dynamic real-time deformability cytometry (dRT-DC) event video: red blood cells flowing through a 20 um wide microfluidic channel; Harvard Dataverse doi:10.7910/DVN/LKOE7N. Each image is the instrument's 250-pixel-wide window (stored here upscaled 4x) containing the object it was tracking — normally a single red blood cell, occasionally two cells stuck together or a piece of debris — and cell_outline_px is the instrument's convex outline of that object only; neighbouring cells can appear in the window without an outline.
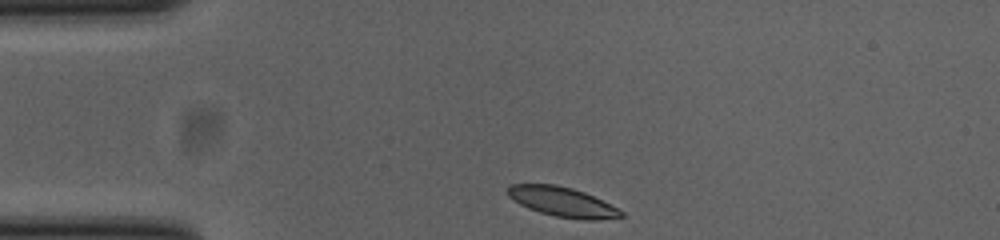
{"species": "common noctule bat (a hibernating species)", "species_latin": "Nyctalus noctula", "temperature_condition": "cold", "stored_images_in_passage": 33, "camera_frame_rate_fps": 3000, "um_per_image_px": 0.085, "animal": {"sex": "female", "body_mass_g": 23.0, "forearm_length_mm": 53.4}, "frame": {"image": 1, "passage_image": 1, "time_ms": 0.0, "image_size_px": [1000, 240], "cell_outline_px": [[624, 216], [596, 220], [584, 220], [556, 216], [540, 212], [528, 208], [520, 204], [508, 196], [508, 184], [556, 184], [572, 188], [584, 192], [624, 212]], "centroid_in_image_um": [47.77, 17.15], "position_along_channel_um": 37.2, "area_um2": 19.31}}
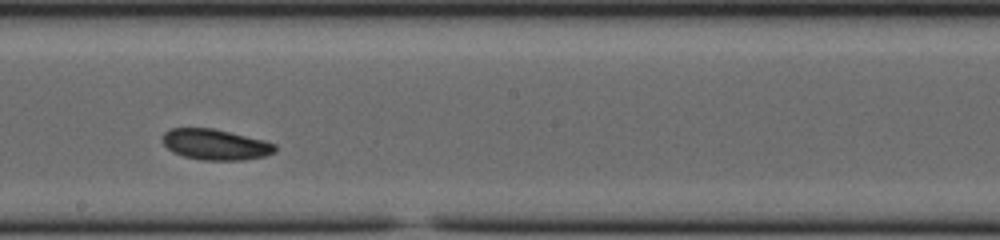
{"frame": {"image": 2, "passage_image": 19, "time_ms": 6.0, "image_size_px": [1000, 240], "cell_outline_px": [[276, 152], [264, 156], [244, 160], [200, 160], [184, 156], [172, 152], [164, 144], [164, 132], [172, 128], [212, 128], [264, 140], [276, 144]], "centroid_in_image_um": [18.33, 12.29], "position_along_channel_um": 229.9, "area_um2": 20.06}}
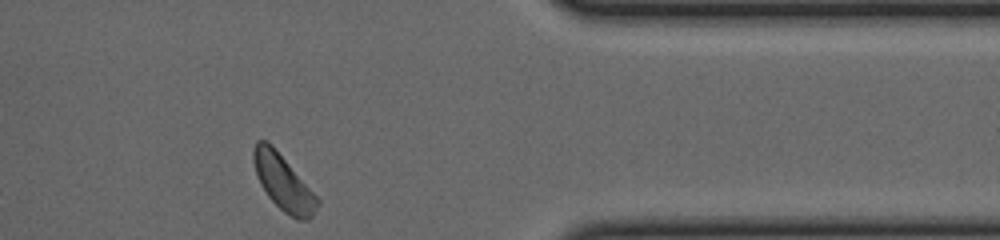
{"frame": {"image": 3, "passage_image": 33, "time_ms": 10.667, "image_size_px": [1000, 240], "cell_outline_px": [[320, 204], [312, 216], [308, 220], [296, 220], [284, 212], [268, 196], [260, 184], [252, 160], [252, 148], [256, 140], [264, 140], [272, 144], [320, 200]], "centroid_in_image_um": [24.07, 15.51], "position_along_channel_um": 387.3, "area_um2": 20.63}, "authors_computed_cell_mechanics": {"area_um2": 19.9988, "velocity_mm_per_s": 3.7894, "shape_relaxation_time_tau1_ms": 1.9066, "shape_relaxation_time_tau2_ms": null, "deformation_change_tau1": 0.102, "deformation_change_tau2": null}}